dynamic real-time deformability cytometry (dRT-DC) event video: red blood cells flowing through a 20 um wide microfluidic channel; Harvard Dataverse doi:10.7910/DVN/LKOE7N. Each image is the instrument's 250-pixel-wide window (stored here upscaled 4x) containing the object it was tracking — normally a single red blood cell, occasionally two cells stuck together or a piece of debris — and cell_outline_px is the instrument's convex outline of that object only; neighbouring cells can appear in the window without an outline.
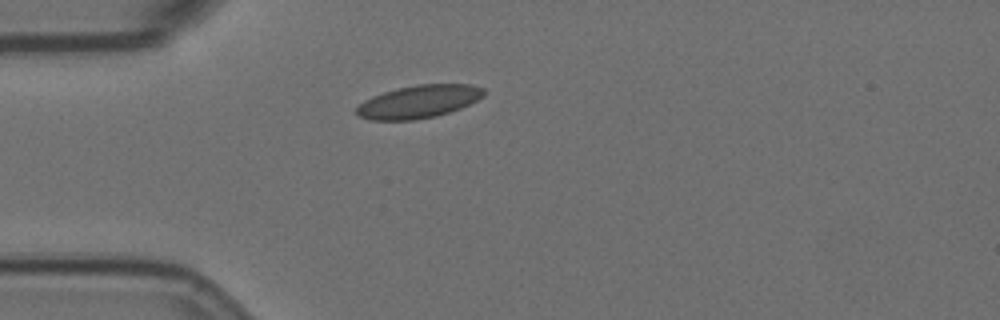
{"species": "Egyptian fruit bat (a non-hibernating species)", "species_latin": "Rousettus aegyptiacus", "temperature_condition": "room temperature", "stored_images_in_passage": 2, "camera_frame_rate_fps": 3000, "um_per_image_px": 0.085, "animal": {"sex": "female"}, "frame": {"image": 1, "passage_image": 1, "time_ms": 0.0, "image_size_px": [1000, 320], "cell_outline_px": [[484, 96], [460, 108], [436, 116], [412, 120], [368, 120], [360, 116], [356, 112], [356, 108], [364, 100], [372, 96], [396, 88], [416, 84], [468, 84], [484, 88]], "centroid_in_image_um": [35.57, 8.63], "position_along_channel_um": 49.4, "area_um2": 24.28}}